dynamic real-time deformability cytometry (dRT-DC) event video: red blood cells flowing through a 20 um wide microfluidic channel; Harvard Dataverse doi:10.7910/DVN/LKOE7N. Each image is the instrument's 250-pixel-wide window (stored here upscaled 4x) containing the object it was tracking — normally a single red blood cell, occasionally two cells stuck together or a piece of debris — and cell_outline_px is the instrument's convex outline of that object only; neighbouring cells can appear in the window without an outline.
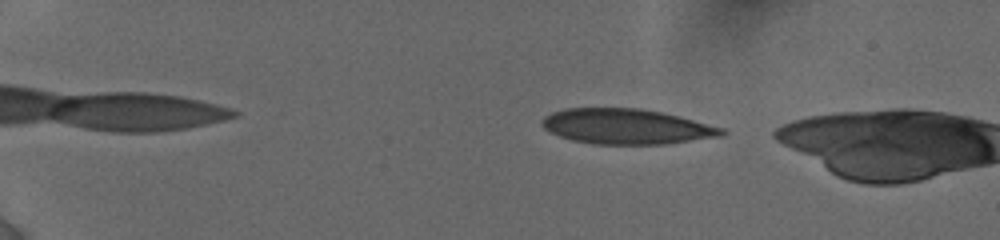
{"species": "human", "species_latin": "Homo sapiens", "temperature_condition": "cold", "stored_images_in_passage": 8, "camera_frame_rate_fps": 3000, "um_per_image_px": 0.085, "donor": {"sex": "female"}, "frame": {"image": 1, "passage_image": 5, "time_ms": 1.667, "image_size_px": [1000, 240], "cell_outline_px": [[728, 132], [720, 136], [664, 144], [592, 144], [572, 140], [560, 136], [544, 128], [540, 124], [540, 120], [544, 116], [552, 112], [564, 108], [640, 108], [680, 116], [724, 128]], "centroid_in_image_um": [53.22, 10.74], "position_along_channel_um": 31.8, "area_um2": 36.93}}